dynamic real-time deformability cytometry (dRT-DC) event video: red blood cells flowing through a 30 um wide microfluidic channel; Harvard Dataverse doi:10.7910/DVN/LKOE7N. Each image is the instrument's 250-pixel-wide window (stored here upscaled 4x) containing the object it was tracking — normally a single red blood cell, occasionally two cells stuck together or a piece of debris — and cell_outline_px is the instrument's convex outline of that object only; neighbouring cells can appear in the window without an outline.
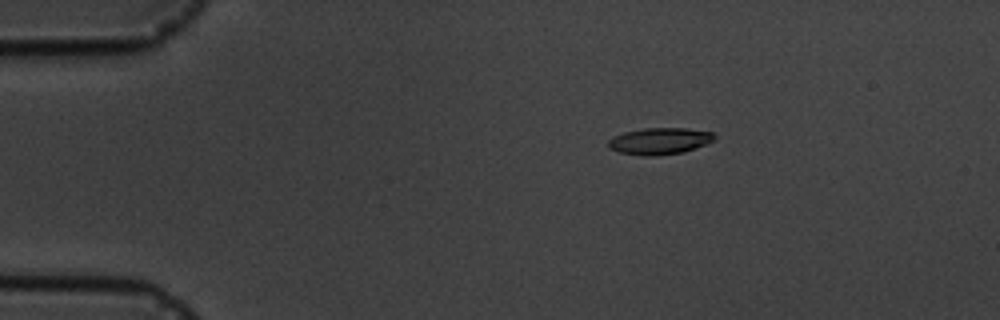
{"species": "common noctule bat (a hibernating species)", "species_latin": "Nyctalus noctula", "temperature_condition": "cold", "stored_images_in_passage": 2, "camera_frame_rate_fps": 3000, "um_per_image_px": 0.085, "animal": {"sex": "male", "body_mass_g": 19.5, "forearm_length_mm": 54.6}, "frame": {"image": 1, "passage_image": 1, "time_ms": 0.0, "image_size_px": [1000, 320], "cell_outline_px": [[716, 140], [708, 144], [684, 152], [656, 156], [644, 156], [620, 152], [608, 148], [608, 140], [612, 136], [624, 132], [644, 128], [684, 128], [712, 132], [716, 136]], "centroid_in_image_um": [56.08, 11.99], "position_along_channel_um": 28.9, "area_um2": 16.7}}